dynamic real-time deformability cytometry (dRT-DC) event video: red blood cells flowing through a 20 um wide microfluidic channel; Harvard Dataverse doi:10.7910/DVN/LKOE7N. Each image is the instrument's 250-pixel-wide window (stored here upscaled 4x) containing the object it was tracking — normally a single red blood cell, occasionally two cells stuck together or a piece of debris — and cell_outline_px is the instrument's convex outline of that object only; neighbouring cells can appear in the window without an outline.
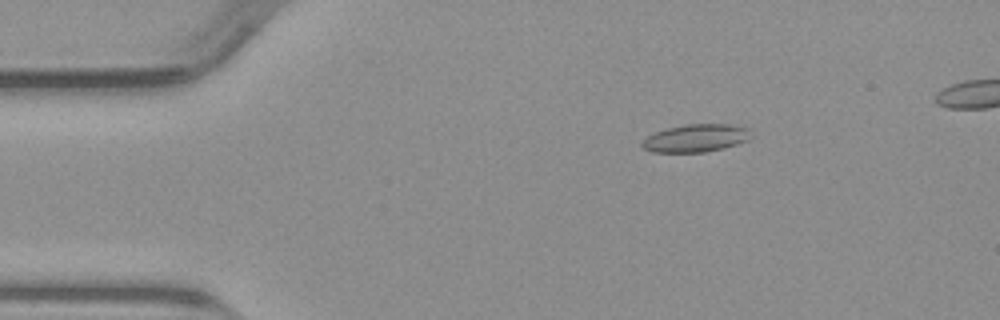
{"species": "common noctule bat (a hibernating species)", "species_latin": "Nyctalus noctula", "temperature_condition": "warm", "stored_images_in_passage": 48, "camera_frame_rate_fps": 3000, "um_per_image_px": 0.085, "animal": {"sex": "male", "body_mass_g": 23.1, "forearm_length_mm": 52.7}, "frame": {"image": 1, "passage_image": 8, "time_ms": 2.333, "image_size_px": [1000, 320], "cell_outline_px": [[752, 136], [748, 140], [724, 148], [704, 152], [652, 152], [644, 148], [640, 144], [648, 136], [656, 132], [668, 128], [684, 124], [728, 124], [748, 128]], "centroid_in_image_um": [59.16, 11.74], "position_along_channel_um": 25.8, "area_um2": 17.51}}
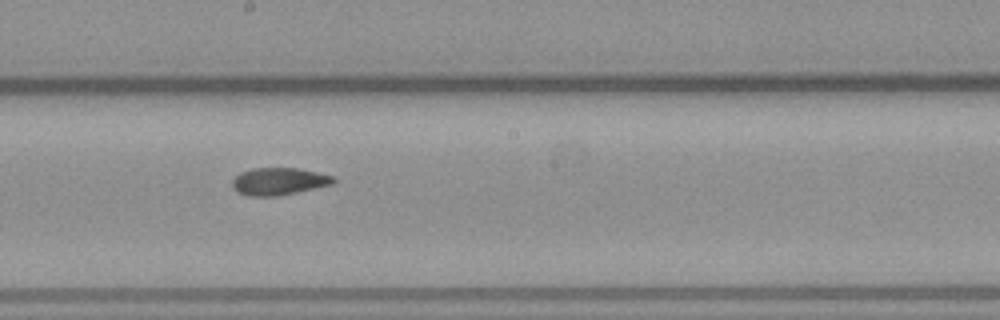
{"frame": {"image": 2, "passage_image": 27, "time_ms": 8.667, "image_size_px": [1000, 320], "cell_outline_px": [[336, 180], [332, 184], [296, 192], [276, 196], [248, 196], [236, 192], [232, 188], [232, 180], [240, 172], [252, 168], [296, 168], [336, 176]], "centroid_in_image_um": [23.67, 15.41], "position_along_channel_um": 224.5, "area_um2": 16.13}}
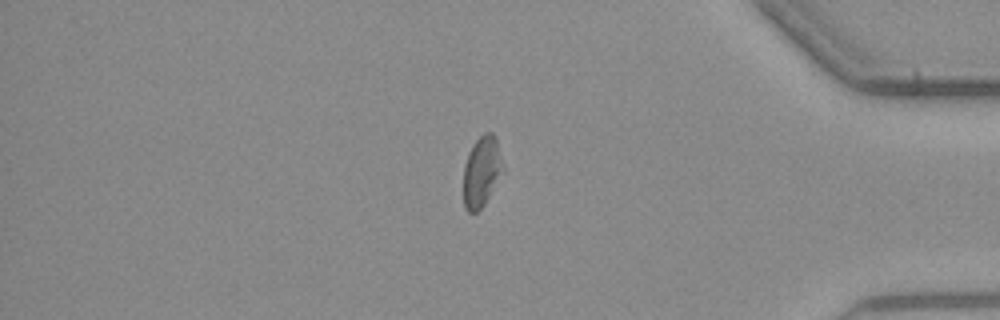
{"frame": {"image": 3, "passage_image": 42, "time_ms": 13.667, "image_size_px": [1000, 320], "cell_outline_px": [[504, 172], [484, 204], [476, 212], [468, 212], [464, 208], [464, 164], [468, 152], [472, 144], [484, 132], [492, 132], [496, 136], [504, 168]], "centroid_in_image_um": [40.95, 14.55], "position_along_channel_um": 394.2, "area_um2": 16.42}}